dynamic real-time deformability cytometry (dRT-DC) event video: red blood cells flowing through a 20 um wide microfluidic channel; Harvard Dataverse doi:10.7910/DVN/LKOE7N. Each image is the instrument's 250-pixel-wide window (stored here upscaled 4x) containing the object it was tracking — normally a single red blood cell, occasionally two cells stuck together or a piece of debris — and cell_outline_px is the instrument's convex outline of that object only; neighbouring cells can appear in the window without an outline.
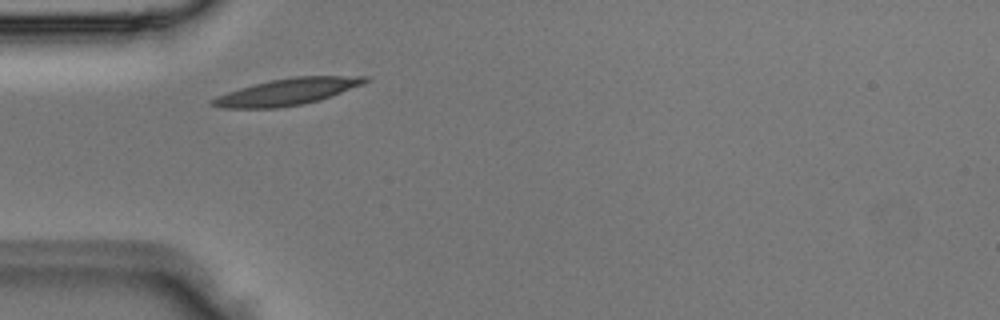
{"species": "Egyptian fruit bat (a non-hibernating species)", "species_latin": "Rousettus aegyptiacus", "temperature_condition": "room temperature", "stored_images_in_passage": 2, "camera_frame_rate_fps": 3000, "um_per_image_px": 0.085, "animal": {"sex": "male"}, "frame": {"image": 1, "passage_image": 1, "time_ms": 0.0, "image_size_px": [1000, 320], "cell_outline_px": [[372, 80], [364, 84], [316, 100], [300, 104], [276, 108], [220, 108], [208, 104], [212, 100], [228, 92], [240, 88], [272, 80], [292, 76], [368, 76]], "centroid_in_image_um": [24.43, 7.79], "position_along_channel_um": 60.6, "area_um2": 23.18}}
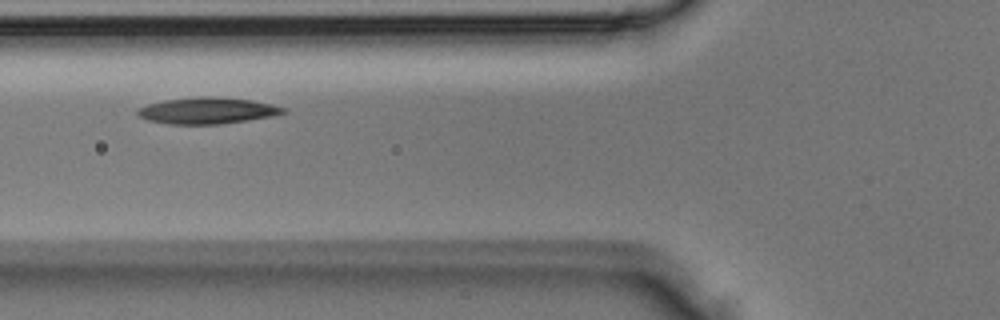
{"frame": {"image": 2, "passage_image": 2, "time_ms": 0.333, "image_size_px": [1000, 320], "cell_outline_px": [[288, 112], [272, 116], [248, 120], [220, 124], [168, 124], [148, 120], [140, 116], [136, 112], [140, 108], [148, 104], [164, 100], [200, 96], [212, 96], [252, 100], [272, 104], [288, 108]], "centroid_in_image_um": [17.68, 9.4], "position_along_channel_um": 108.1, "area_um2": 22.43}}